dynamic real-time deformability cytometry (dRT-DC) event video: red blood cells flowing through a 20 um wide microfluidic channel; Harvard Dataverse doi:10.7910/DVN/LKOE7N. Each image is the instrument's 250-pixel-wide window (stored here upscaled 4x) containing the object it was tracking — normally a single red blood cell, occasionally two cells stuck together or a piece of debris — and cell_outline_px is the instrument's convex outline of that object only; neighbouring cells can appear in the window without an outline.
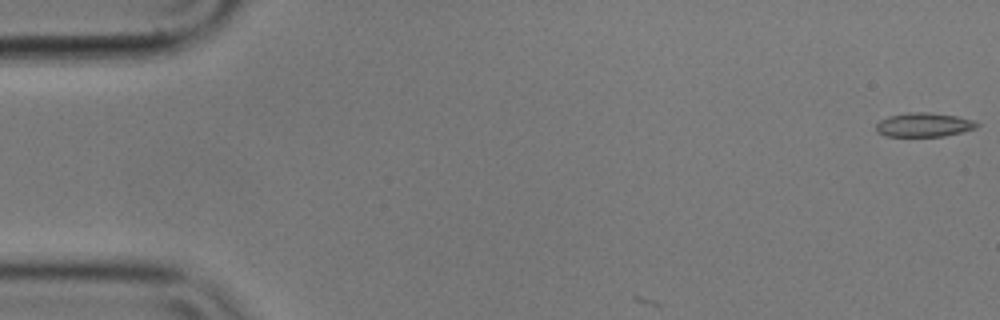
{"species": "common noctule bat (a hibernating species)", "species_latin": "Nyctalus noctula", "temperature_condition": "cold", "stored_images_in_passage": 9, "camera_frame_rate_fps": 3000, "um_per_image_px": 0.085, "animal": {"sex": "male", "body_mass_g": 17.9}, "frame": {"image": 1, "passage_image": 1, "time_ms": 0.0, "image_size_px": [1000, 320], "cell_outline_px": [[980, 124], [976, 128], [944, 136], [888, 136], [876, 132], [876, 124], [880, 120], [888, 116], [908, 112], [928, 112], [956, 116], [972, 120]], "centroid_in_image_um": [78.5, 10.6], "position_along_channel_um": 6.5, "area_um2": 14.05}}